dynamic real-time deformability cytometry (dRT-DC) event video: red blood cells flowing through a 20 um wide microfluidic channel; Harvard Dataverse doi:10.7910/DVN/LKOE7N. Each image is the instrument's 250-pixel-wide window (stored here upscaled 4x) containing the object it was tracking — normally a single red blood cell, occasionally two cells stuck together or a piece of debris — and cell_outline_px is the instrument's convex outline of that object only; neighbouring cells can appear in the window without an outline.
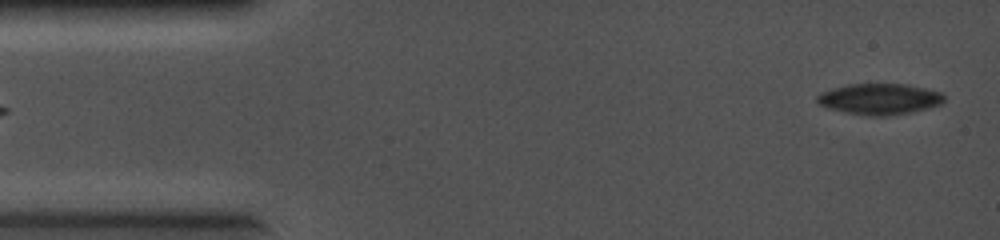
{"species": "common noctule bat (a hibernating species)", "species_latin": "Nyctalus noctula", "temperature_condition": "cold", "stored_images_in_passage": 65, "camera_frame_rate_fps": 5000, "um_per_image_px": 0.085, "animal": {"sex": "female", "body_mass_g": 19.0, "forearm_length_mm": 56.7}, "frame": {"image": 1, "passage_image": 1, "time_ms": 0.0, "image_size_px": [1000, 240], "cell_outline_px": [[944, 100], [940, 104], [928, 108], [888, 116], [868, 116], [828, 108], [820, 104], [816, 100], [816, 96], [832, 88], [848, 84], [908, 84], [940, 92], [944, 96]], "centroid_in_image_um": [74.76, 8.41], "position_along_channel_um": 10.2, "area_um2": 22.66}}
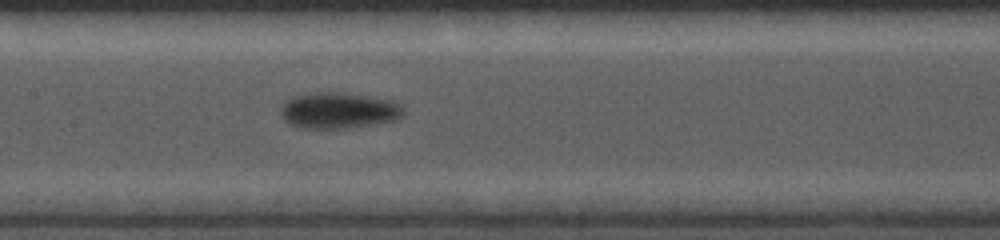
{"frame": {"image": 2, "passage_image": 30, "time_ms": 5.8, "image_size_px": [1000, 240], "cell_outline_px": [[404, 116], [396, 120], [376, 124], [344, 128], [304, 128], [292, 124], [284, 120], [280, 112], [280, 108], [284, 100], [292, 96], [308, 92], [340, 92], [392, 100], [400, 104], [404, 108]], "centroid_in_image_um": [28.77, 9.38], "position_along_channel_um": 178.6, "area_um2": 26.07}}
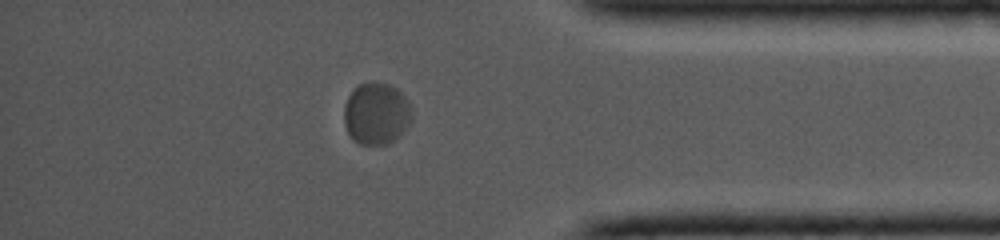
{"frame": {"image": 3, "passage_image": 55, "time_ms": 10.8, "image_size_px": [1000, 240], "cell_outline_px": [[412, 120], [400, 136], [388, 144], [360, 144], [352, 140], [344, 124], [344, 104], [348, 96], [360, 84], [372, 80], [388, 84], [396, 88], [404, 96], [412, 112]], "centroid_in_image_um": [31.98, 9.66], "position_along_channel_um": 403.2, "area_um2": 24.62}}